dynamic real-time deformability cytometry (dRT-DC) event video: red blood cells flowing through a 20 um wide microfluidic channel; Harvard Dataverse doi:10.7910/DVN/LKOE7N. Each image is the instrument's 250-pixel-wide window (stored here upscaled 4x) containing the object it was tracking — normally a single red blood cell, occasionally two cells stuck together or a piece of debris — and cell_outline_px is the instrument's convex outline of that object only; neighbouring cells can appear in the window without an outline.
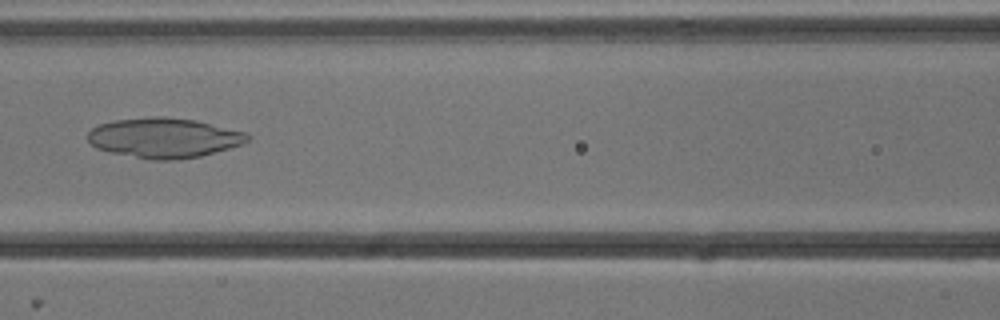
{"species": "common noctule bat (a hibernating species)", "species_latin": "Nyctalus noctula", "temperature_condition": "cold", "stored_images_in_passage": 53, "camera_frame_rate_fps": 3000, "um_per_image_px": 0.085, "animal": {"sex": "male", "body_mass_g": 13.3}, "frame": {"image": 1, "passage_image": 23, "time_ms": 7.333, "image_size_px": [1000, 320], "cell_outline_px": [[252, 136], [248, 140], [240, 144], [228, 148], [200, 156], [176, 160], [152, 160], [112, 152], [96, 148], [88, 140], [88, 132], [92, 128], [100, 124], [112, 120], [148, 116], [164, 116], [196, 120], [244, 132]], "centroid_in_image_um": [13.91, 11.7], "position_along_channel_um": 152.7, "area_um2": 37.05}}
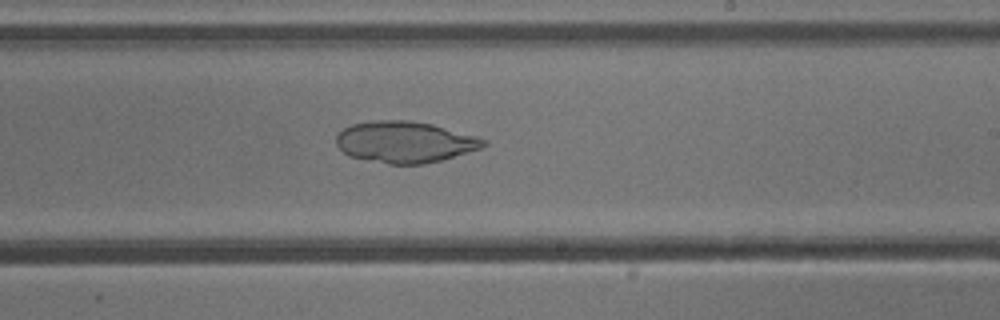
{"frame": {"image": 2, "passage_image": 31, "time_ms": 10.0, "image_size_px": [1000, 320], "cell_outline_px": [[488, 144], [480, 148], [440, 160], [424, 164], [388, 164], [348, 156], [336, 144], [336, 136], [344, 128], [352, 124], [372, 120], [412, 120], [432, 124], [476, 136], [488, 140]], "centroid_in_image_um": [34.4, 12.06], "position_along_channel_um": 254.6, "area_um2": 35.43}}
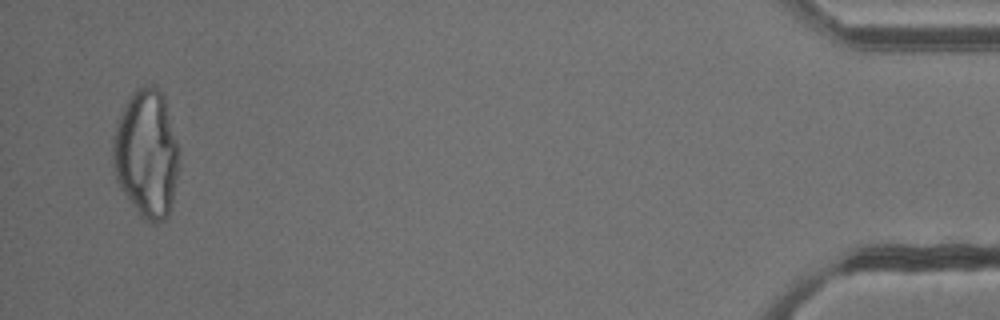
{"frame": {"image": 3, "passage_image": 51, "time_ms": 16.667, "image_size_px": [1000, 320], "cell_outline_px": [[180, 164], [172, 200], [168, 216], [164, 220], [156, 224], [152, 224], [144, 220], [140, 216], [120, 188], [116, 180], [112, 164], [112, 136], [116, 124], [128, 96], [136, 88], [152, 84], [156, 84], [164, 96], [180, 152]], "centroid_in_image_um": [12.45, 13.06], "position_along_channel_um": 422.8, "area_um2": 50.23}}